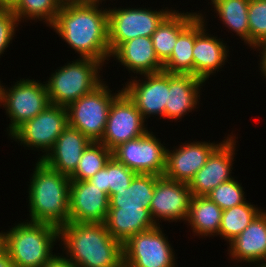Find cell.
<instances>
[{"label": "cell", "mask_w": 266, "mask_h": 267, "mask_svg": "<svg viewBox=\"0 0 266 267\" xmlns=\"http://www.w3.org/2000/svg\"><path fill=\"white\" fill-rule=\"evenodd\" d=\"M100 3H63L50 26L78 57L96 59L103 64L110 60L108 9Z\"/></svg>", "instance_id": "cell-1"}, {"label": "cell", "mask_w": 266, "mask_h": 267, "mask_svg": "<svg viewBox=\"0 0 266 267\" xmlns=\"http://www.w3.org/2000/svg\"><path fill=\"white\" fill-rule=\"evenodd\" d=\"M58 242L64 256L77 267H123L122 244L105 223L68 222L59 227Z\"/></svg>", "instance_id": "cell-2"}, {"label": "cell", "mask_w": 266, "mask_h": 267, "mask_svg": "<svg viewBox=\"0 0 266 267\" xmlns=\"http://www.w3.org/2000/svg\"><path fill=\"white\" fill-rule=\"evenodd\" d=\"M28 187L30 222L49 223L58 228L69 222L71 180L37 160Z\"/></svg>", "instance_id": "cell-3"}, {"label": "cell", "mask_w": 266, "mask_h": 267, "mask_svg": "<svg viewBox=\"0 0 266 267\" xmlns=\"http://www.w3.org/2000/svg\"><path fill=\"white\" fill-rule=\"evenodd\" d=\"M13 225L0 232V244L15 267H43L56 254L52 251L59 241L57 226L26 220Z\"/></svg>", "instance_id": "cell-4"}, {"label": "cell", "mask_w": 266, "mask_h": 267, "mask_svg": "<svg viewBox=\"0 0 266 267\" xmlns=\"http://www.w3.org/2000/svg\"><path fill=\"white\" fill-rule=\"evenodd\" d=\"M71 62L58 67L45 81L50 104L67 107L105 80L100 75L104 66L102 62L86 57Z\"/></svg>", "instance_id": "cell-5"}, {"label": "cell", "mask_w": 266, "mask_h": 267, "mask_svg": "<svg viewBox=\"0 0 266 267\" xmlns=\"http://www.w3.org/2000/svg\"><path fill=\"white\" fill-rule=\"evenodd\" d=\"M13 83L5 87L0 80V107L5 108V115L11 120L6 128L8 137L50 105L44 81L20 78Z\"/></svg>", "instance_id": "cell-6"}, {"label": "cell", "mask_w": 266, "mask_h": 267, "mask_svg": "<svg viewBox=\"0 0 266 267\" xmlns=\"http://www.w3.org/2000/svg\"><path fill=\"white\" fill-rule=\"evenodd\" d=\"M105 82L66 107L68 126L79 130L91 142L102 139L112 101L122 91L121 88L112 92Z\"/></svg>", "instance_id": "cell-7"}, {"label": "cell", "mask_w": 266, "mask_h": 267, "mask_svg": "<svg viewBox=\"0 0 266 267\" xmlns=\"http://www.w3.org/2000/svg\"><path fill=\"white\" fill-rule=\"evenodd\" d=\"M173 11L170 9H151L108 6V40L112 54L122 43L136 37H151L156 28Z\"/></svg>", "instance_id": "cell-8"}, {"label": "cell", "mask_w": 266, "mask_h": 267, "mask_svg": "<svg viewBox=\"0 0 266 267\" xmlns=\"http://www.w3.org/2000/svg\"><path fill=\"white\" fill-rule=\"evenodd\" d=\"M68 127L66 107L50 104L33 119L25 121L10 136L28 150L42 151L41 160L53 148L57 138ZM27 147V148H26ZM31 148V149H30Z\"/></svg>", "instance_id": "cell-9"}, {"label": "cell", "mask_w": 266, "mask_h": 267, "mask_svg": "<svg viewBox=\"0 0 266 267\" xmlns=\"http://www.w3.org/2000/svg\"><path fill=\"white\" fill-rule=\"evenodd\" d=\"M162 229L157 225L130 237L122 244L123 267L178 266L174 248Z\"/></svg>", "instance_id": "cell-10"}, {"label": "cell", "mask_w": 266, "mask_h": 267, "mask_svg": "<svg viewBox=\"0 0 266 267\" xmlns=\"http://www.w3.org/2000/svg\"><path fill=\"white\" fill-rule=\"evenodd\" d=\"M150 130L119 144L112 150V156L137 174L164 176L168 147Z\"/></svg>", "instance_id": "cell-11"}, {"label": "cell", "mask_w": 266, "mask_h": 267, "mask_svg": "<svg viewBox=\"0 0 266 267\" xmlns=\"http://www.w3.org/2000/svg\"><path fill=\"white\" fill-rule=\"evenodd\" d=\"M145 121L134 102L122 90L112 101L104 135L99 142L113 150L121 143L146 134L149 130Z\"/></svg>", "instance_id": "cell-12"}, {"label": "cell", "mask_w": 266, "mask_h": 267, "mask_svg": "<svg viewBox=\"0 0 266 267\" xmlns=\"http://www.w3.org/2000/svg\"><path fill=\"white\" fill-rule=\"evenodd\" d=\"M142 78L131 76L122 90L134 102L136 108L146 120L148 117L165 119V107L169 93V73L144 74ZM133 78V79H132Z\"/></svg>", "instance_id": "cell-13"}, {"label": "cell", "mask_w": 266, "mask_h": 267, "mask_svg": "<svg viewBox=\"0 0 266 267\" xmlns=\"http://www.w3.org/2000/svg\"><path fill=\"white\" fill-rule=\"evenodd\" d=\"M224 138L226 139L211 153L205 165L188 184L193 196H207L218 185L234 178L231 173L238 138L233 132Z\"/></svg>", "instance_id": "cell-14"}, {"label": "cell", "mask_w": 266, "mask_h": 267, "mask_svg": "<svg viewBox=\"0 0 266 267\" xmlns=\"http://www.w3.org/2000/svg\"><path fill=\"white\" fill-rule=\"evenodd\" d=\"M192 197L188 184L161 176L155 183L149 208L152 219L160 226L161 220L168 223L182 220L185 224Z\"/></svg>", "instance_id": "cell-15"}, {"label": "cell", "mask_w": 266, "mask_h": 267, "mask_svg": "<svg viewBox=\"0 0 266 267\" xmlns=\"http://www.w3.org/2000/svg\"><path fill=\"white\" fill-rule=\"evenodd\" d=\"M195 19V43L193 47L194 76L207 82L227 62L229 46L222 39L208 33L206 12ZM223 65V66H222Z\"/></svg>", "instance_id": "cell-16"}, {"label": "cell", "mask_w": 266, "mask_h": 267, "mask_svg": "<svg viewBox=\"0 0 266 267\" xmlns=\"http://www.w3.org/2000/svg\"><path fill=\"white\" fill-rule=\"evenodd\" d=\"M193 141L167 148L166 169L164 177L189 184L197 171L207 162L211 153L223 142Z\"/></svg>", "instance_id": "cell-17"}, {"label": "cell", "mask_w": 266, "mask_h": 267, "mask_svg": "<svg viewBox=\"0 0 266 267\" xmlns=\"http://www.w3.org/2000/svg\"><path fill=\"white\" fill-rule=\"evenodd\" d=\"M109 209V196L88 180H71L69 222L104 223Z\"/></svg>", "instance_id": "cell-18"}, {"label": "cell", "mask_w": 266, "mask_h": 267, "mask_svg": "<svg viewBox=\"0 0 266 267\" xmlns=\"http://www.w3.org/2000/svg\"><path fill=\"white\" fill-rule=\"evenodd\" d=\"M205 83L204 80L190 74L169 73L170 89L165 107V119L176 122L182 120L186 114L198 109L197 106L201 101L200 95H202L201 89Z\"/></svg>", "instance_id": "cell-19"}, {"label": "cell", "mask_w": 266, "mask_h": 267, "mask_svg": "<svg viewBox=\"0 0 266 267\" xmlns=\"http://www.w3.org/2000/svg\"><path fill=\"white\" fill-rule=\"evenodd\" d=\"M229 258L245 264L266 263V210H262L252 222L228 243Z\"/></svg>", "instance_id": "cell-20"}, {"label": "cell", "mask_w": 266, "mask_h": 267, "mask_svg": "<svg viewBox=\"0 0 266 267\" xmlns=\"http://www.w3.org/2000/svg\"><path fill=\"white\" fill-rule=\"evenodd\" d=\"M90 142L79 130L68 126L41 160L51 169L70 177Z\"/></svg>", "instance_id": "cell-21"}, {"label": "cell", "mask_w": 266, "mask_h": 267, "mask_svg": "<svg viewBox=\"0 0 266 267\" xmlns=\"http://www.w3.org/2000/svg\"><path fill=\"white\" fill-rule=\"evenodd\" d=\"M110 58L119 62L132 75L136 73L135 76L163 71V64L156 56L151 37H136L122 43Z\"/></svg>", "instance_id": "cell-22"}, {"label": "cell", "mask_w": 266, "mask_h": 267, "mask_svg": "<svg viewBox=\"0 0 266 267\" xmlns=\"http://www.w3.org/2000/svg\"><path fill=\"white\" fill-rule=\"evenodd\" d=\"M104 223L111 236L121 244L130 237L157 226L147 208H109Z\"/></svg>", "instance_id": "cell-23"}, {"label": "cell", "mask_w": 266, "mask_h": 267, "mask_svg": "<svg viewBox=\"0 0 266 267\" xmlns=\"http://www.w3.org/2000/svg\"><path fill=\"white\" fill-rule=\"evenodd\" d=\"M200 15V12L173 10L152 34L154 51L164 64L171 56L178 36Z\"/></svg>", "instance_id": "cell-24"}, {"label": "cell", "mask_w": 266, "mask_h": 267, "mask_svg": "<svg viewBox=\"0 0 266 267\" xmlns=\"http://www.w3.org/2000/svg\"><path fill=\"white\" fill-rule=\"evenodd\" d=\"M223 210L208 196H193L186 225L192 228L194 236L217 237ZM188 223V224H187Z\"/></svg>", "instance_id": "cell-25"}, {"label": "cell", "mask_w": 266, "mask_h": 267, "mask_svg": "<svg viewBox=\"0 0 266 267\" xmlns=\"http://www.w3.org/2000/svg\"><path fill=\"white\" fill-rule=\"evenodd\" d=\"M160 177L153 174H137L128 188L116 192L109 198V208L149 209L155 183Z\"/></svg>", "instance_id": "cell-26"}, {"label": "cell", "mask_w": 266, "mask_h": 267, "mask_svg": "<svg viewBox=\"0 0 266 267\" xmlns=\"http://www.w3.org/2000/svg\"><path fill=\"white\" fill-rule=\"evenodd\" d=\"M210 5L227 29L238 36L249 47V0H211Z\"/></svg>", "instance_id": "cell-27"}, {"label": "cell", "mask_w": 266, "mask_h": 267, "mask_svg": "<svg viewBox=\"0 0 266 267\" xmlns=\"http://www.w3.org/2000/svg\"><path fill=\"white\" fill-rule=\"evenodd\" d=\"M195 20L178 36L170 58L163 64V71L171 74L194 76L193 47Z\"/></svg>", "instance_id": "cell-28"}, {"label": "cell", "mask_w": 266, "mask_h": 267, "mask_svg": "<svg viewBox=\"0 0 266 267\" xmlns=\"http://www.w3.org/2000/svg\"><path fill=\"white\" fill-rule=\"evenodd\" d=\"M136 175L137 173L112 156L106 166L96 172L88 181L107 193L110 198L116 192L128 188Z\"/></svg>", "instance_id": "cell-29"}, {"label": "cell", "mask_w": 266, "mask_h": 267, "mask_svg": "<svg viewBox=\"0 0 266 267\" xmlns=\"http://www.w3.org/2000/svg\"><path fill=\"white\" fill-rule=\"evenodd\" d=\"M262 210L258 205L251 204L248 201L224 210L222 212L219 237L227 241V243L231 242Z\"/></svg>", "instance_id": "cell-30"}, {"label": "cell", "mask_w": 266, "mask_h": 267, "mask_svg": "<svg viewBox=\"0 0 266 267\" xmlns=\"http://www.w3.org/2000/svg\"><path fill=\"white\" fill-rule=\"evenodd\" d=\"M62 4L61 0H19L12 11L20 24L28 20L43 21L47 27H50L56 20Z\"/></svg>", "instance_id": "cell-31"}, {"label": "cell", "mask_w": 266, "mask_h": 267, "mask_svg": "<svg viewBox=\"0 0 266 267\" xmlns=\"http://www.w3.org/2000/svg\"><path fill=\"white\" fill-rule=\"evenodd\" d=\"M112 157V150L100 142H90L84 149L75 172L70 180L84 181L104 168Z\"/></svg>", "instance_id": "cell-32"}, {"label": "cell", "mask_w": 266, "mask_h": 267, "mask_svg": "<svg viewBox=\"0 0 266 267\" xmlns=\"http://www.w3.org/2000/svg\"><path fill=\"white\" fill-rule=\"evenodd\" d=\"M249 47L254 50L266 41V0H251L248 7Z\"/></svg>", "instance_id": "cell-33"}, {"label": "cell", "mask_w": 266, "mask_h": 267, "mask_svg": "<svg viewBox=\"0 0 266 267\" xmlns=\"http://www.w3.org/2000/svg\"><path fill=\"white\" fill-rule=\"evenodd\" d=\"M235 178L221 183L207 195L223 211L248 201L242 183Z\"/></svg>", "instance_id": "cell-34"}, {"label": "cell", "mask_w": 266, "mask_h": 267, "mask_svg": "<svg viewBox=\"0 0 266 267\" xmlns=\"http://www.w3.org/2000/svg\"><path fill=\"white\" fill-rule=\"evenodd\" d=\"M19 24L12 10L0 9V56H3L2 54L10 47L9 45L16 36L15 32Z\"/></svg>", "instance_id": "cell-35"}, {"label": "cell", "mask_w": 266, "mask_h": 267, "mask_svg": "<svg viewBox=\"0 0 266 267\" xmlns=\"http://www.w3.org/2000/svg\"><path fill=\"white\" fill-rule=\"evenodd\" d=\"M56 253L43 267H77L72 261L66 258L63 252Z\"/></svg>", "instance_id": "cell-36"}, {"label": "cell", "mask_w": 266, "mask_h": 267, "mask_svg": "<svg viewBox=\"0 0 266 267\" xmlns=\"http://www.w3.org/2000/svg\"><path fill=\"white\" fill-rule=\"evenodd\" d=\"M259 51V72H261V75L266 78V41H264L263 43H261L260 45H258L254 51Z\"/></svg>", "instance_id": "cell-37"}, {"label": "cell", "mask_w": 266, "mask_h": 267, "mask_svg": "<svg viewBox=\"0 0 266 267\" xmlns=\"http://www.w3.org/2000/svg\"><path fill=\"white\" fill-rule=\"evenodd\" d=\"M0 267H15L9 253L0 244Z\"/></svg>", "instance_id": "cell-38"}, {"label": "cell", "mask_w": 266, "mask_h": 267, "mask_svg": "<svg viewBox=\"0 0 266 267\" xmlns=\"http://www.w3.org/2000/svg\"><path fill=\"white\" fill-rule=\"evenodd\" d=\"M18 2L19 0H0V9L12 10Z\"/></svg>", "instance_id": "cell-39"}, {"label": "cell", "mask_w": 266, "mask_h": 267, "mask_svg": "<svg viewBox=\"0 0 266 267\" xmlns=\"http://www.w3.org/2000/svg\"><path fill=\"white\" fill-rule=\"evenodd\" d=\"M103 1H106V0H79V2L100 3L101 5H102Z\"/></svg>", "instance_id": "cell-40"}, {"label": "cell", "mask_w": 266, "mask_h": 267, "mask_svg": "<svg viewBox=\"0 0 266 267\" xmlns=\"http://www.w3.org/2000/svg\"><path fill=\"white\" fill-rule=\"evenodd\" d=\"M63 3H67V2H79V0H61Z\"/></svg>", "instance_id": "cell-41"}, {"label": "cell", "mask_w": 266, "mask_h": 267, "mask_svg": "<svg viewBox=\"0 0 266 267\" xmlns=\"http://www.w3.org/2000/svg\"><path fill=\"white\" fill-rule=\"evenodd\" d=\"M254 267V266H253ZM256 267H266V263H262V264H258V266L256 265Z\"/></svg>", "instance_id": "cell-42"}]
</instances>
